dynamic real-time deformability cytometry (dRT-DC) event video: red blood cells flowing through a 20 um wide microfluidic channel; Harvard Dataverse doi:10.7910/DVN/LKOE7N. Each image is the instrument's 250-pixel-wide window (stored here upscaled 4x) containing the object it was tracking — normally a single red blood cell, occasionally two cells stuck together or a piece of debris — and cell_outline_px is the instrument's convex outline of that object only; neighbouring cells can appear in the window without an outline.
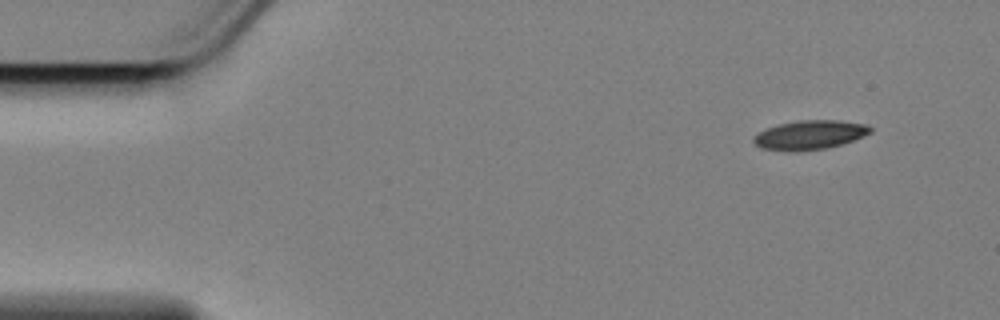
{"species": "Egyptian fruit bat (a non-hibernating species)", "species_latin": "Rousettus aegyptiacus", "temperature_condition": "cold", "stored_images_in_passage": 2, "camera_frame_rate_fps": 3000, "um_per_image_px": 0.085, "animal": {"sex": "female"}, "frame": {"image": 1, "passage_image": 1, "time_ms": 0.0, "image_size_px": [1000, 320], "cell_outline_px": [[872, 132], [852, 140], [840, 144], [824, 148], [800, 152], [792, 152], [760, 148], [752, 140], [760, 132], [768, 128], [780, 124], [800, 120], [840, 120], [864, 124], [872, 128]], "centroid_in_image_um": [68.82, 11.47], "position_along_channel_um": 16.2, "area_um2": 19.59}}